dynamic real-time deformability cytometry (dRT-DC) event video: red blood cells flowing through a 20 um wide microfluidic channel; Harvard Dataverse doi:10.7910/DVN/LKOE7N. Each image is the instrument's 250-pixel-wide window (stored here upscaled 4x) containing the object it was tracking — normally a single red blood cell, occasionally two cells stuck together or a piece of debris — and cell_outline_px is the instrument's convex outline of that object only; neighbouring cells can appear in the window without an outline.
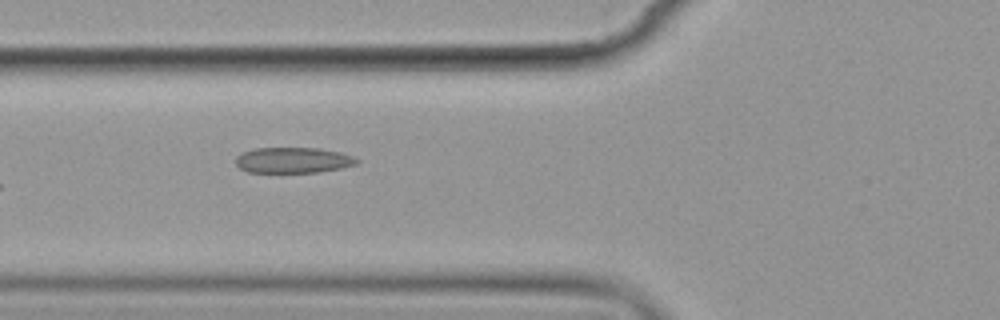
{"species": "common noctule bat (a hibernating species)", "species_latin": "Nyctalus noctula", "temperature_condition": "cold", "stored_images_in_passage": 13, "camera_frame_rate_fps": 3000, "um_per_image_px": 0.085, "animal": {"sex": "female", "body_mass_g": 19.9}, "frame": {"image": 1, "passage_image": 4, "time_ms": 3.333, "image_size_px": [1000, 320], "cell_outline_px": [[360, 160], [356, 164], [340, 168], [320, 172], [248, 172], [240, 168], [236, 164], [236, 156], [244, 152], [256, 148], [320, 148], [340, 152], [352, 156]], "centroid_in_image_um": [24.92, 13.61], "position_along_channel_um": 100.9, "area_um2": 18.03}}
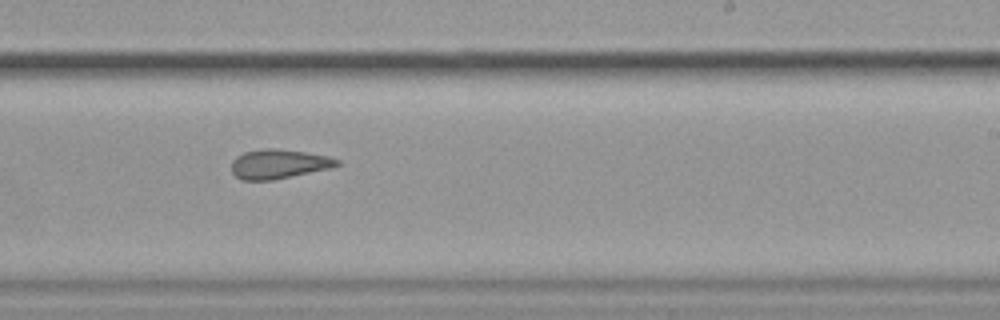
{"frame": {"image": 2, "passage_image": 8, "time_ms": 8.0, "image_size_px": [1000, 320], "cell_outline_px": [[340, 164], [332, 168], [272, 180], [240, 180], [232, 172], [232, 160], [236, 156], [244, 152], [264, 148], [276, 148], [304, 152], [328, 156], [340, 160]], "centroid_in_image_um": [23.68, 13.94], "position_along_channel_um": 265.3, "area_um2": 18.09}}
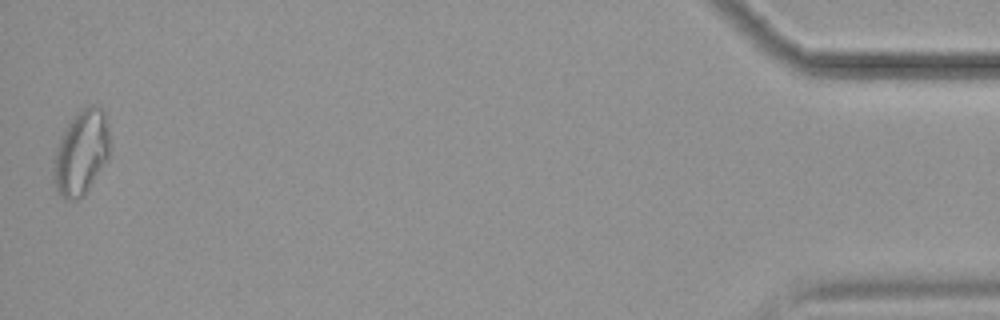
{"frame": {"image": 3, "passage_image": 13, "time_ms": 15.0, "image_size_px": [1000, 320], "cell_outline_px": [[108, 156], [88, 188], [76, 200], [64, 200], [56, 188], [52, 180], [52, 168], [56, 148], [60, 136], [64, 128], [76, 112], [88, 104], [100, 104], [104, 112], [108, 124]], "centroid_in_image_um": [6.86, 12.91], "position_along_channel_um": 428.3, "area_um2": 27.74}, "authors_computed_cell_mechanics": {"area_um2": 18.6116, "velocity_mm_per_s": 3.5381, "shape_relaxation_time_tau1_ms": 3.1059, "shape_relaxation_time_tau2_ms": 1.3056, "deformation_change_tau1": 0.0929, "deformation_change_tau2": 0.0926}}